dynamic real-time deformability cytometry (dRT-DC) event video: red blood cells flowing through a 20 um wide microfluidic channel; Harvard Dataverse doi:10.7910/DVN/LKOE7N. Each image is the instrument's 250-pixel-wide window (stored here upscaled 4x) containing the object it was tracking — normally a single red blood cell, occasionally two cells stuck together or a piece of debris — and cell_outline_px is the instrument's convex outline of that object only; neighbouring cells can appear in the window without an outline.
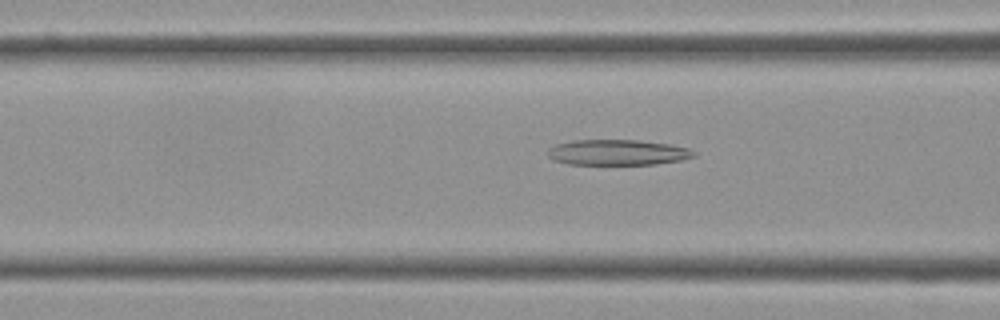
{"species": "Egyptian fruit bat (a non-hibernating species)", "species_latin": "Rousettus aegyptiacus", "temperature_condition": "cold", "stored_images_in_passage": 52, "camera_frame_rate_fps": 3000, "um_per_image_px": 0.085, "frame": {"image": 1, "passage_image": 17, "time_ms": 5.333, "image_size_px": [1000, 320], "cell_outline_px": [[696, 156], [680, 160], [656, 164], [568, 164], [552, 160], [548, 156], [548, 148], [556, 144], [572, 140], [640, 140], [672, 144], [688, 148], [696, 152]], "centroid_in_image_um": [52.49, 12.95], "position_along_channel_um": 114.1, "area_um2": 21.91}}
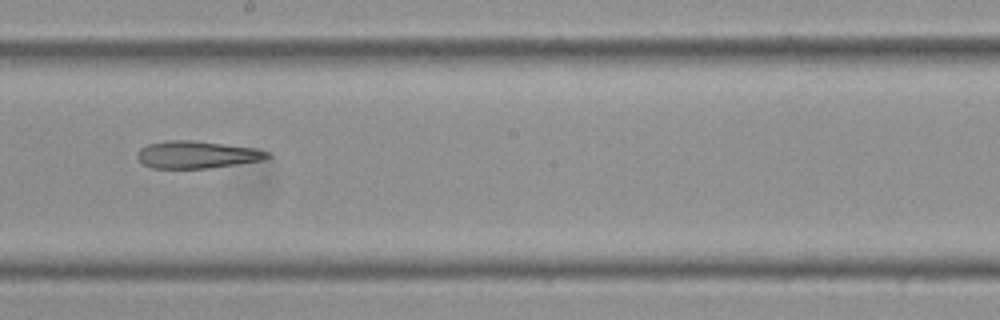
{"frame": {"image": 2, "passage_image": 27, "time_ms": 8.667, "image_size_px": [1000, 320], "cell_outline_px": [[272, 156], [264, 160], [208, 168], [152, 168], [144, 164], [136, 156], [136, 152], [140, 148], [148, 144], [168, 140], [192, 140], [256, 148], [268, 152]], "centroid_in_image_um": [16.74, 13.14], "position_along_channel_um": 231.5, "area_um2": 20.69}}
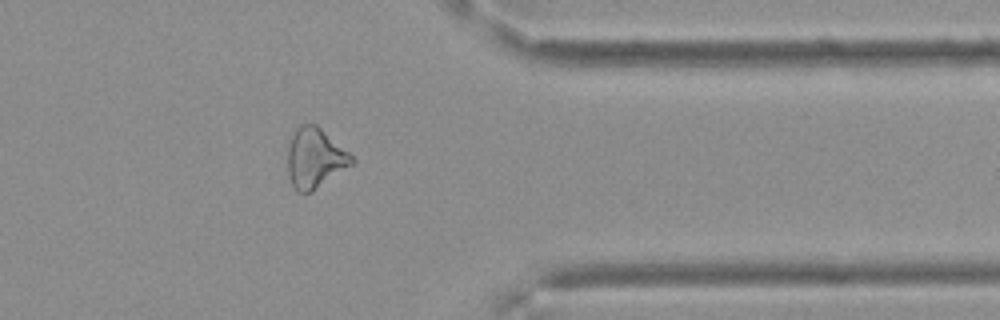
{"frame": {"image": 3, "passage_image": 41, "time_ms": 13.333, "image_size_px": [1000, 320], "cell_outline_px": [[356, 160], [352, 164], [312, 192], [300, 192], [292, 184], [288, 176], [288, 148], [292, 132], [300, 124], [316, 124], [348, 152]], "centroid_in_image_um": [26.75, 13.43], "position_along_channel_um": 384.7, "area_um2": 22.14}, "authors_computed_cell_mechanics": {"area_um2": 22.7732, "velocity_mm_per_s": 3.5048, "shape_relaxation_time_tau1_ms": null, "shape_relaxation_time_tau2_ms": 6.1509, "deformation_change_tau1": null, "deformation_change_tau2": 0.1965}}